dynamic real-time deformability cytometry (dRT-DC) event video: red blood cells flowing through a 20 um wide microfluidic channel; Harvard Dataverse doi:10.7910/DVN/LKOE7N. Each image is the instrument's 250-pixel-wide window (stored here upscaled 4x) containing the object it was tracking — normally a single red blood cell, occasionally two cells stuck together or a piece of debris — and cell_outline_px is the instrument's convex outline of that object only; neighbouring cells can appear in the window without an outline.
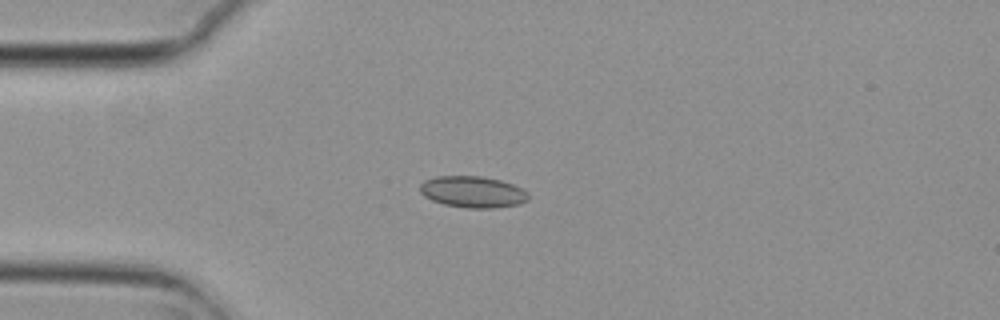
{"species": "common noctule bat (a hibernating species)", "species_latin": "Nyctalus noctula", "temperature_condition": "cold", "stored_images_in_passage": 9, "camera_frame_rate_fps": 3000, "um_per_image_px": 0.085, "animal": {"sex": "female", "body_mass_g": 29.2, "forearm_length_mm": 56.3}, "frame": {"image": 1, "passage_image": 4, "time_ms": 1.0, "image_size_px": [1000, 320], "cell_outline_px": [[528, 200], [520, 204], [492, 208], [468, 208], [444, 204], [432, 200], [424, 196], [420, 192], [420, 184], [424, 180], [436, 176], [484, 176], [500, 180], [512, 184], [528, 192]], "centroid_in_image_um": [40.17, 16.3], "position_along_channel_um": 44.8, "area_um2": 19.88}}
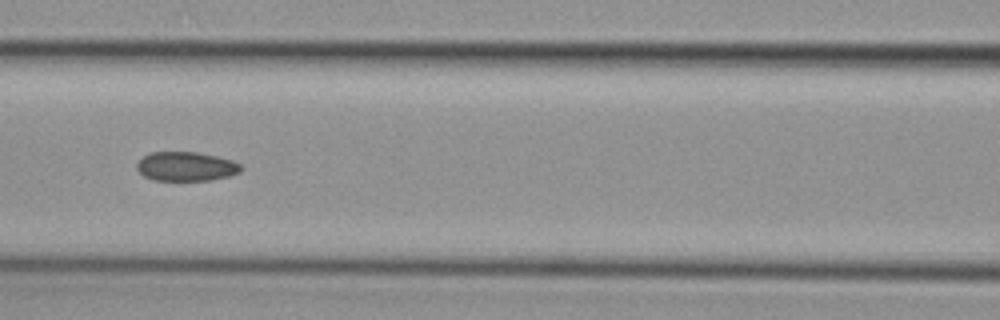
{"frame": {"image": 2, "passage_image": 7, "time_ms": 2.0, "image_size_px": [1000, 320], "cell_outline_px": [[244, 168], [240, 172], [228, 176], [212, 180], [152, 180], [144, 176], [136, 168], [136, 164], [148, 152], [196, 152], [216, 156], [232, 160], [240, 164]], "centroid_in_image_um": [15.82, 14.14], "position_along_channel_um": 150.8, "area_um2": 17.74}}
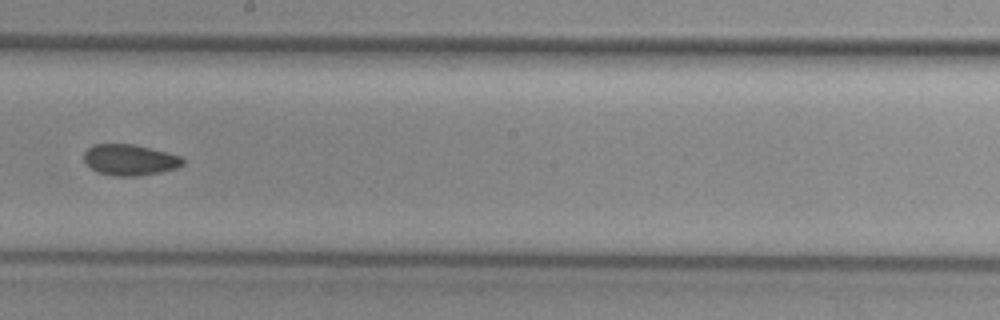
{"frame": {"image": 3, "passage_image": 9, "time_ms": 2.667, "image_size_px": [1000, 320], "cell_outline_px": [[184, 164], [176, 168], [160, 172], [140, 176], [112, 176], [96, 172], [84, 160], [84, 152], [92, 144], [132, 144], [180, 156], [184, 160]], "centroid_in_image_um": [11.0, 13.6], "position_along_channel_um": 237.2, "area_um2": 17.74}}